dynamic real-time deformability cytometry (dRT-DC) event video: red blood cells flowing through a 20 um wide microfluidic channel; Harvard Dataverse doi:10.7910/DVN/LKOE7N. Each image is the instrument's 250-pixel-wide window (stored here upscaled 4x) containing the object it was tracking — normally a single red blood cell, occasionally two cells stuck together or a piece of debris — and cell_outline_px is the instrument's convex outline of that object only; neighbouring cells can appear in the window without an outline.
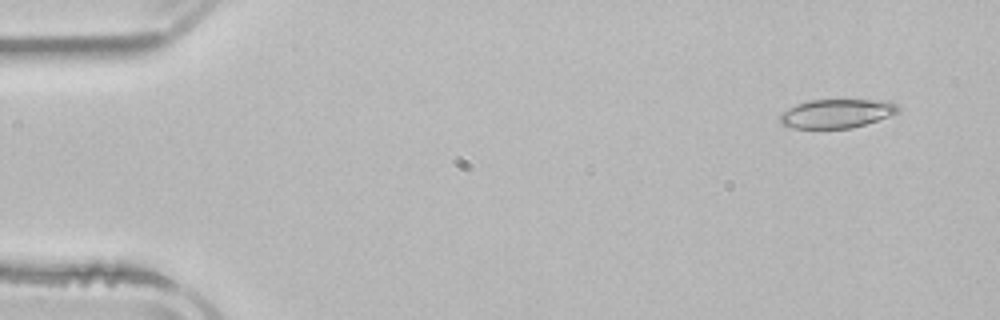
{"species": "common noctule bat (a hibernating species)", "species_latin": "Nyctalus noctula", "temperature_condition": "room temperature", "stored_images_in_passage": 6, "camera_frame_rate_fps": 3000, "um_per_image_px": 0.085, "animal": {"sex": "male", "body_mass_g": 21.5, "forearm_length_mm": 52.0}, "frame": {"image": 1, "passage_image": 2, "time_ms": 1.0, "image_size_px": [1000, 320], "cell_outline_px": [[900, 112], [852, 128], [792, 128], [780, 124], [780, 112], [796, 104], [808, 100], [872, 100], [896, 104], [900, 108]], "centroid_in_image_um": [71.04, 9.65], "position_along_channel_um": 14.0, "area_um2": 19.71}}
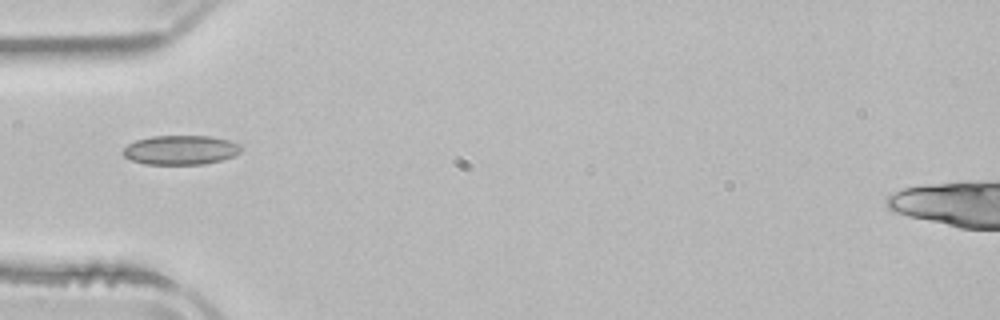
{"frame": {"image": 2, "passage_image": 5, "time_ms": 5.333, "image_size_px": [1000, 320], "cell_outline_px": [[244, 148], [240, 152], [232, 156], [220, 160], [204, 164], [144, 164], [132, 160], [124, 156], [120, 152], [128, 144], [136, 140], [152, 136], [212, 136], [228, 140], [240, 144]], "centroid_in_image_um": [15.35, 12.74], "position_along_channel_um": 69.7, "area_um2": 20.23}}
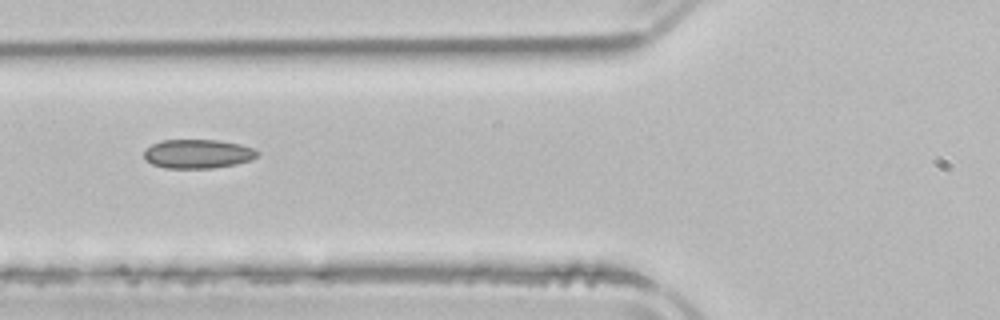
{"frame": {"image": 3, "passage_image": 6, "time_ms": 6.333, "image_size_px": [1000, 320], "cell_outline_px": [[260, 152], [252, 160], [236, 164], [212, 168], [164, 168], [152, 164], [144, 160], [144, 148], [160, 140], [220, 140], [240, 144], [256, 148]], "centroid_in_image_um": [16.81, 13.07], "position_along_channel_um": 109.0, "area_um2": 19.48}}